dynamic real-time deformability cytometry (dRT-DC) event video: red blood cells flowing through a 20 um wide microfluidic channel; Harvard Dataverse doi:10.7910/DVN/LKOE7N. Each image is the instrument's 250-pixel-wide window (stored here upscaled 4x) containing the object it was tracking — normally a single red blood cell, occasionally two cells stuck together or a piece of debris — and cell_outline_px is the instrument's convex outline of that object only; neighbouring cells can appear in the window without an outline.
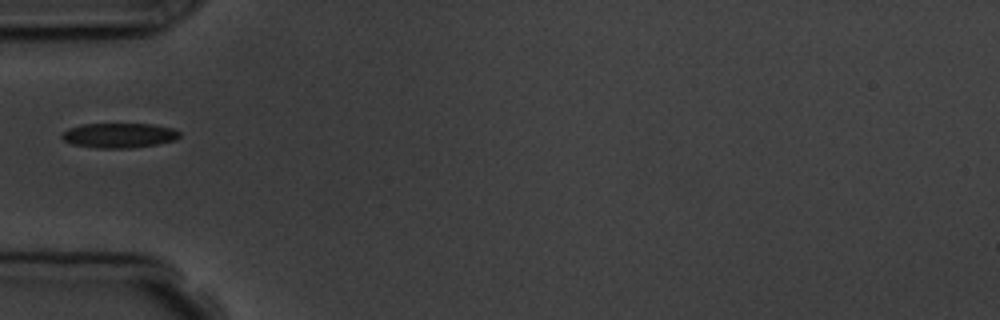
{"species": "common noctule bat (a hibernating species)", "species_latin": "Nyctalus noctula", "temperature_condition": "room temperature", "stored_images_in_passage": 4, "camera_frame_rate_fps": 3000, "um_per_image_px": 0.085, "animal": {"sex": "male", "body_mass_g": 19.5, "forearm_length_mm": 54.6}, "frame": {"image": 1, "passage_image": 1, "time_ms": 0.0, "image_size_px": [1000, 320], "cell_outline_px": [[180, 136], [176, 140], [156, 144], [132, 148], [96, 148], [72, 144], [64, 140], [60, 136], [68, 128], [80, 124], [152, 124], [172, 128], [180, 132]], "centroid_in_image_um": [10.12, 11.51], "position_along_channel_um": 74.9, "area_um2": 17.05}}
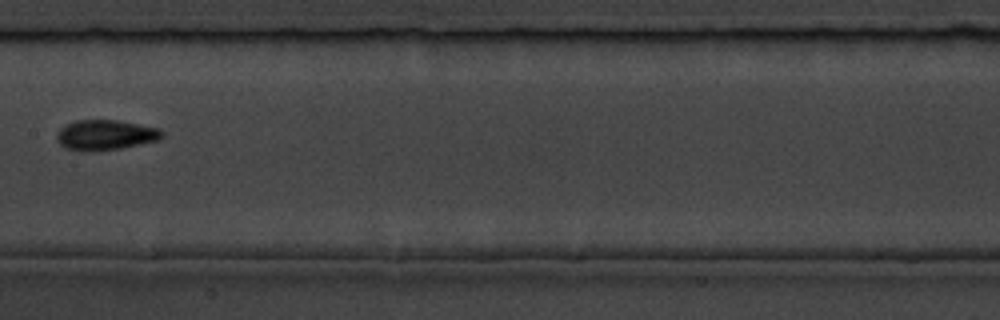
{"frame": {"image": 2, "passage_image": 4, "time_ms": 3.333, "image_size_px": [1000, 320], "cell_outline_px": [[164, 136], [156, 140], [120, 148], [92, 152], [84, 152], [64, 148], [56, 140], [56, 136], [60, 128], [76, 120], [116, 120], [140, 124], [160, 128], [164, 132]], "centroid_in_image_um": [8.94, 11.48], "position_along_channel_um": 198.5, "area_um2": 18.61}}